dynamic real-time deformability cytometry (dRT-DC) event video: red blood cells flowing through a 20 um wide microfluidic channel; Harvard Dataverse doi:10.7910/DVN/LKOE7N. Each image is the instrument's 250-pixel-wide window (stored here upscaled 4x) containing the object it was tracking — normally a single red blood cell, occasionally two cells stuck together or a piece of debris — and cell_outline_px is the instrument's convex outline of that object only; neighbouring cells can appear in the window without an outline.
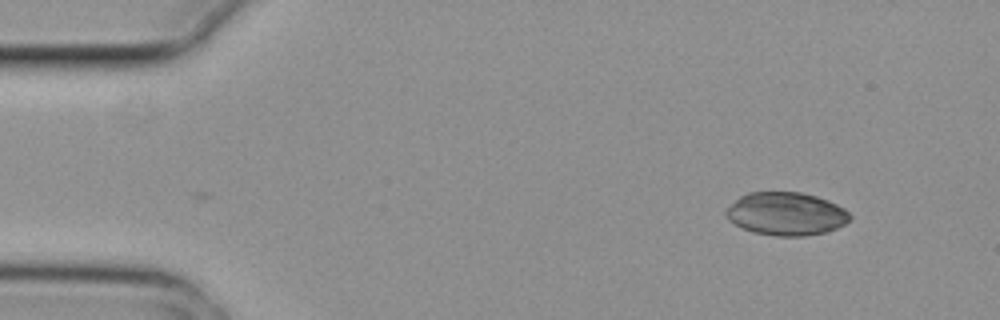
{"species": "common noctule bat (a hibernating species)", "species_latin": "Nyctalus noctula", "temperature_condition": "cold", "stored_images_in_passage": 4, "camera_frame_rate_fps": 3000, "um_per_image_px": 0.085, "animal": {"sex": "female", "body_mass_g": 29.2, "forearm_length_mm": 56.3}, "frame": {"image": 1, "passage_image": 1, "time_ms": 0.0, "image_size_px": [1000, 320], "cell_outline_px": [[852, 220], [836, 228], [824, 232], [804, 236], [776, 236], [752, 232], [728, 220], [724, 216], [724, 212], [740, 196], [748, 192], [800, 192], [816, 196], [828, 200], [844, 208], [852, 216]], "centroid_in_image_um": [66.83, 18.17], "position_along_channel_um": 18.2, "area_um2": 31.1}}
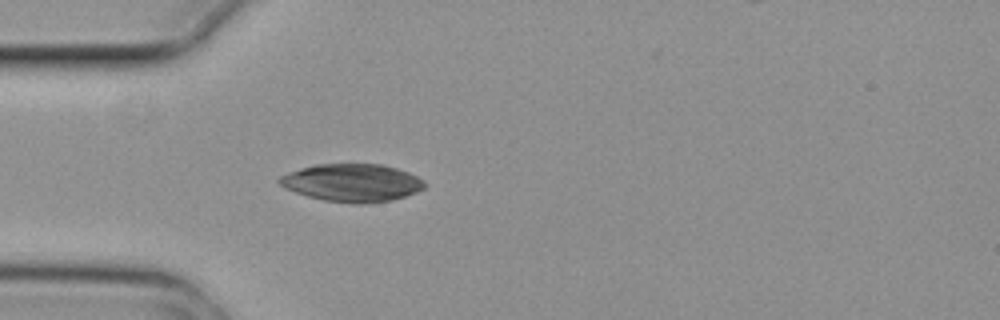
{"frame": {"image": 2, "passage_image": 4, "time_ms": 1.0, "image_size_px": [1000, 320], "cell_outline_px": [[428, 184], [424, 188], [416, 192], [392, 200], [364, 204], [352, 204], [324, 200], [308, 196], [284, 188], [276, 180], [280, 176], [288, 172], [300, 168], [316, 164], [380, 164], [396, 168], [408, 172], [424, 180]], "centroid_in_image_um": [29.92, 15.53], "position_along_channel_um": 55.1, "area_um2": 32.08}}